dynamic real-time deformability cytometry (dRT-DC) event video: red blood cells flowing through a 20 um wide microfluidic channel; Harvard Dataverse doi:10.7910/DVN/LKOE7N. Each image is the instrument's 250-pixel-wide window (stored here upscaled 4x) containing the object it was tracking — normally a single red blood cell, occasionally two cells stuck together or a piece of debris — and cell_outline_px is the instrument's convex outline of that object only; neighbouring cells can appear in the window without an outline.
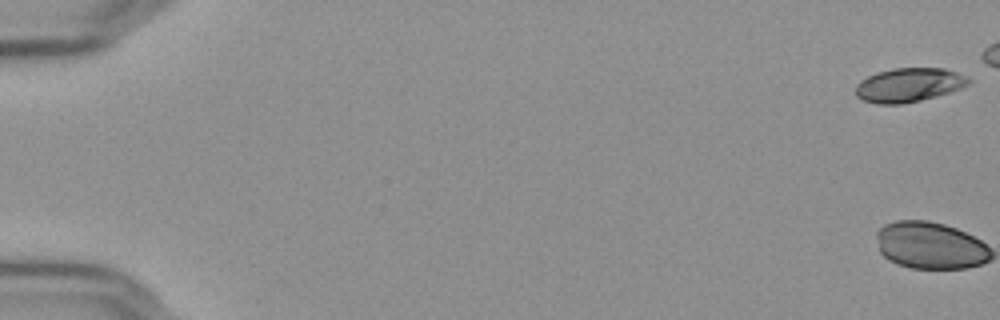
{"species": "Egyptian fruit bat (a non-hibernating species)", "species_latin": "Rousettus aegyptiacus", "temperature_condition": "cold", "stored_images_in_passage": 2, "camera_frame_rate_fps": 3000, "um_per_image_px": 0.085, "frame": {"image": 1, "passage_image": 1, "time_ms": 0.0, "image_size_px": [1000, 320], "cell_outline_px": [[972, 80], [968, 84], [960, 88], [948, 92], [920, 100], [900, 104], [876, 104], [864, 100], [856, 96], [856, 84], [860, 80], [876, 72], [896, 68], [944, 68], [956, 72]], "centroid_in_image_um": [77.21, 7.22], "position_along_channel_um": 7.8, "area_um2": 22.14}}